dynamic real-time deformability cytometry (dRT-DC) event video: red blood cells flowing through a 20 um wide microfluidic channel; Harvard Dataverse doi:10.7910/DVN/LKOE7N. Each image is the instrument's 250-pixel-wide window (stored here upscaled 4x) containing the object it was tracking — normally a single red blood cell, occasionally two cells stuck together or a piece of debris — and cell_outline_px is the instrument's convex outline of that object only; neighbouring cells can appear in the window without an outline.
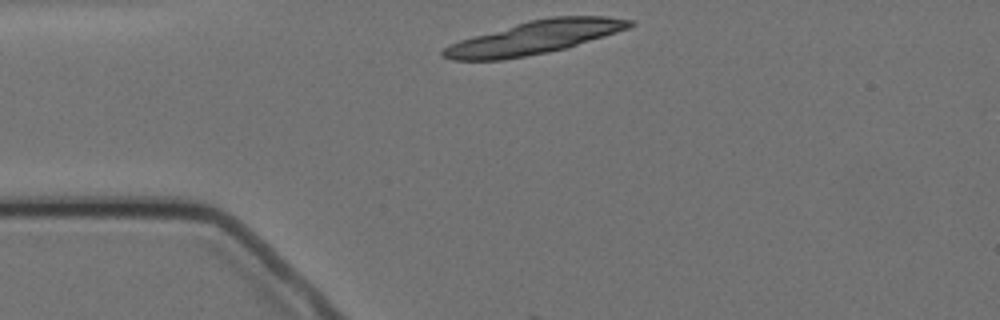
{"species": "Egyptian fruit bat (a non-hibernating species)", "species_latin": "Rousettus aegyptiacus", "temperature_condition": "cold", "stored_images_in_passage": 6, "segment_of_instrument_passage": [2, 2], "camera_frame_rate_fps": 3000, "um_per_image_px": 0.085, "animal": {"sex": "female"}, "frame": {"image": 1, "passage_image": 6, "time_ms": 6.0, "image_size_px": [1000, 320], "cell_outline_px": [[636, 24], [628, 28], [616, 32], [564, 48], [548, 52], [500, 60], [452, 60], [440, 56], [440, 52], [444, 48], [460, 40], [528, 20], [552, 16], [608, 16], [632, 20]], "centroid_in_image_um": [45.42, 3.18], "position_along_channel_um": 39.6, "area_um2": 35.55}}